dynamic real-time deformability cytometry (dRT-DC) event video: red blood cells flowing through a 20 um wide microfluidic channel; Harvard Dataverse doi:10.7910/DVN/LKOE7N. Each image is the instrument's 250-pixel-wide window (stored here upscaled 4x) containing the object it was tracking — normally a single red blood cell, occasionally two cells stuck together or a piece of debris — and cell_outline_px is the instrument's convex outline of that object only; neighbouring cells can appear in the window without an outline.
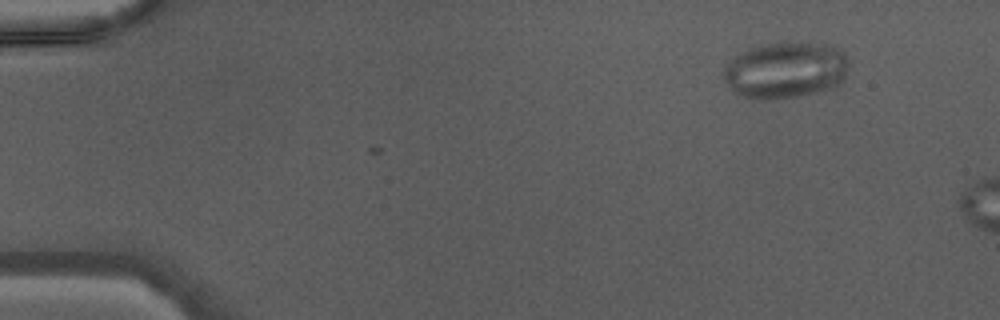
{"species": "Egyptian fruit bat (a non-hibernating species)", "species_latin": "Rousettus aegyptiacus", "temperature_condition": "warm", "stored_images_in_passage": 3, "camera_frame_rate_fps": 3000, "um_per_image_px": 0.085, "animal": {"sex": "male"}, "frame": {"image": 1, "passage_image": 1, "time_ms": 0.0, "image_size_px": [1000, 320], "cell_outline_px": [[848, 60], [844, 76], [832, 88], [796, 96], [764, 100], [744, 96], [732, 92], [720, 76], [724, 68], [736, 56], [748, 48], [768, 44], [828, 44], [840, 48], [844, 52]], "centroid_in_image_um": [66.72, 5.98], "position_along_channel_um": 18.3, "area_um2": 40.52}}